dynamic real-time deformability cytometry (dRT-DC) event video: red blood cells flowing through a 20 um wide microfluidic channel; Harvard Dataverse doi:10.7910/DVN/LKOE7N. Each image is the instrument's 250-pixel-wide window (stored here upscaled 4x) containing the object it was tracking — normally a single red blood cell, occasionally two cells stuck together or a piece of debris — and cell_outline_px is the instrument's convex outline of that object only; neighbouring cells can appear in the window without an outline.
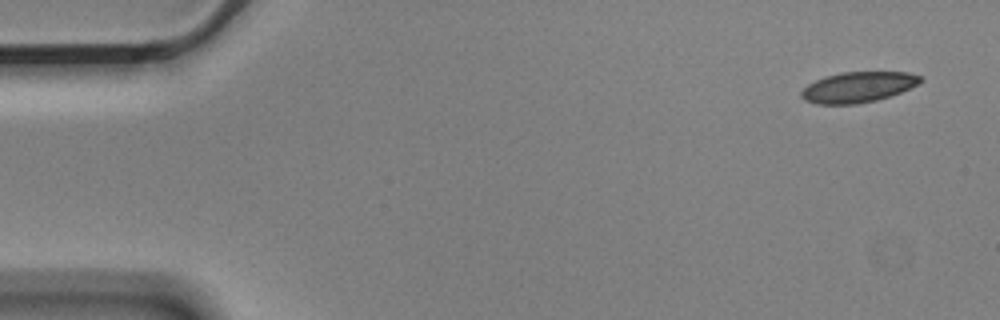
{"species": "Egyptian fruit bat (a non-hibernating species)", "species_latin": "Rousettus aegyptiacus", "temperature_condition": "cold", "stored_images_in_passage": 5, "camera_frame_rate_fps": 3000, "um_per_image_px": 0.085, "animal": {"sex": "male"}, "frame": {"image": 1, "passage_image": 1, "time_ms": 0.0, "image_size_px": [1000, 320], "cell_outline_px": [[924, 80], [920, 84], [900, 92], [876, 100], [856, 104], [816, 104], [804, 100], [800, 96], [800, 92], [808, 84], [824, 76], [840, 72], [908, 72], [920, 76]], "centroid_in_image_um": [72.92, 7.4], "position_along_channel_um": 12.1, "area_um2": 21.27}}
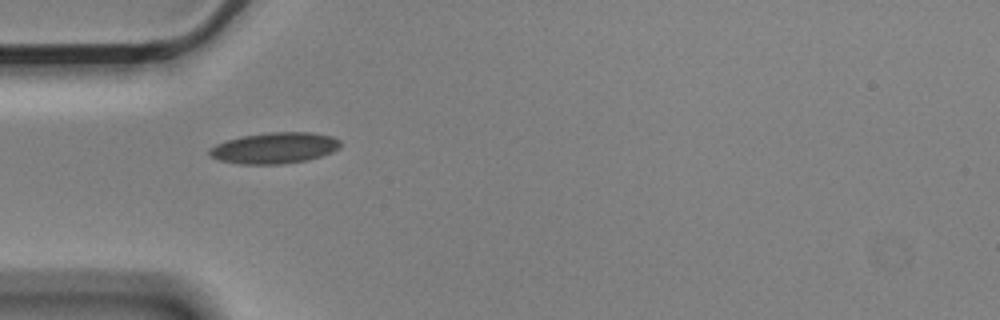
{"frame": {"image": 2, "passage_image": 4, "time_ms": 1.0, "image_size_px": [1000, 320], "cell_outline_px": [[340, 148], [332, 152], [308, 160], [280, 164], [240, 164], [220, 160], [212, 156], [208, 152], [208, 148], [216, 144], [240, 136], [268, 132], [312, 132], [332, 136], [340, 140]], "centroid_in_image_um": [23.35, 12.57], "position_along_channel_um": 61.7, "area_um2": 23.76}}
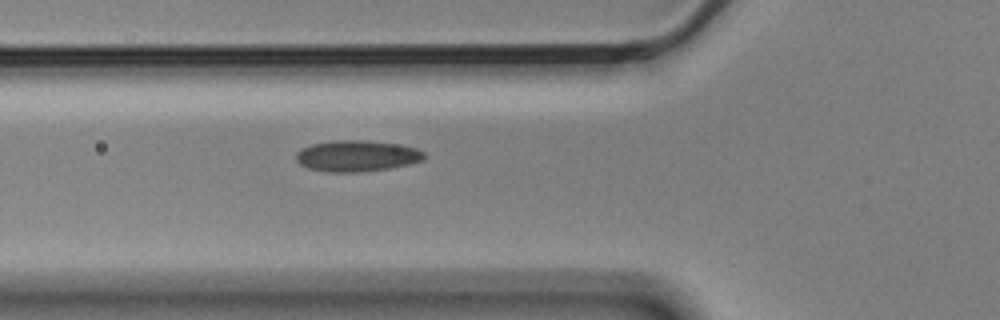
{"frame": {"image": 3, "passage_image": 5, "time_ms": 1.333, "image_size_px": [1000, 320], "cell_outline_px": [[424, 160], [408, 164], [388, 168], [356, 172], [328, 172], [308, 168], [300, 164], [296, 160], [296, 152], [312, 144], [332, 140], [360, 140], [400, 144], [416, 148], [424, 152]], "centroid_in_image_um": [30.32, 13.25], "position_along_channel_um": 95.5, "area_um2": 23.12}}